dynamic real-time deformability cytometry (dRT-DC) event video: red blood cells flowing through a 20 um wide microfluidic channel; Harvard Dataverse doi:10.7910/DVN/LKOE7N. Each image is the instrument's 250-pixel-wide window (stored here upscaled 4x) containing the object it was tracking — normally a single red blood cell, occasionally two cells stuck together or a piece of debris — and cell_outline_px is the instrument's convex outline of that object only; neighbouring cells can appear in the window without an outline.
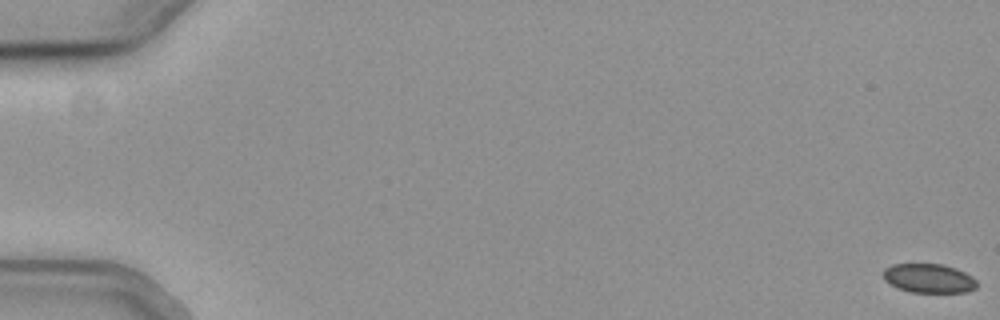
{"species": "common noctule bat (a hibernating species)", "species_latin": "Nyctalus noctula", "temperature_condition": "cold", "stored_images_in_passage": 14, "camera_frame_rate_fps": 3000, "um_per_image_px": 0.085, "animal": {"sex": "female", "body_mass_g": 19.3, "forearm_length_mm": 54.1}, "frame": {"image": 1, "passage_image": 1, "time_ms": 0.0, "image_size_px": [1000, 320], "cell_outline_px": [[976, 288], [964, 292], [912, 292], [896, 288], [884, 280], [884, 268], [892, 264], [944, 264], [956, 268], [972, 276], [976, 280]], "centroid_in_image_um": [78.93, 23.65], "position_along_channel_um": 6.1, "area_um2": 15.9}}